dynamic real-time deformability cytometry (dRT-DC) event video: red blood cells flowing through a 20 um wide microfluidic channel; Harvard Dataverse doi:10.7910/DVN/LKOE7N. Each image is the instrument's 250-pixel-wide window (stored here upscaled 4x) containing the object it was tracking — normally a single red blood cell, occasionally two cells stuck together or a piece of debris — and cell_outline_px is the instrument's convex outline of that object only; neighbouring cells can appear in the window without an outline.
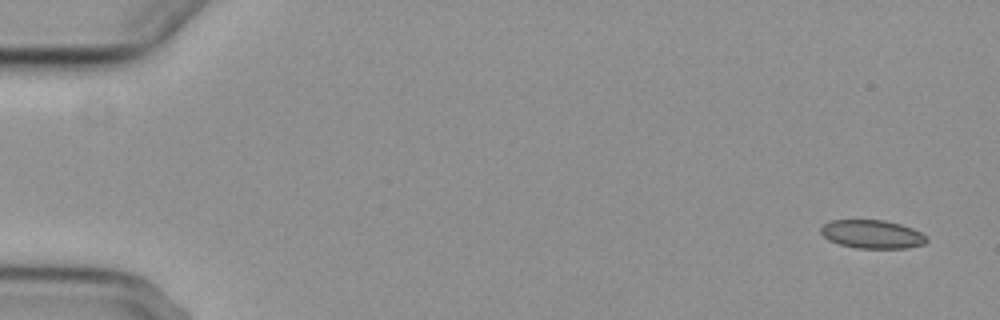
{"species": "common noctule bat (a hibernating species)", "species_latin": "Nyctalus noctula", "temperature_condition": "cold", "stored_images_in_passage": 5, "camera_frame_rate_fps": 3000, "um_per_image_px": 0.085, "animal": {"sex": "female", "body_mass_g": 29.2, "forearm_length_mm": 56.3}, "frame": {"image": 1, "passage_image": 1, "time_ms": 0.0, "image_size_px": [1000, 320], "cell_outline_px": [[928, 240], [924, 244], [908, 248], [856, 248], [840, 244], [828, 240], [820, 232], [820, 228], [824, 224], [832, 220], [884, 220], [900, 224], [912, 228], [928, 236]], "centroid_in_image_um": [74.15, 19.91], "position_along_channel_um": 10.8, "area_um2": 17.57}}
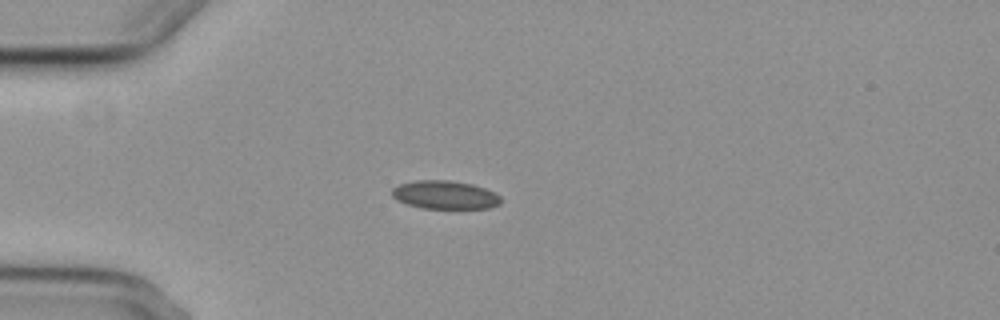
{"frame": {"image": 2, "passage_image": 4, "time_ms": 4.333, "image_size_px": [1000, 320], "cell_outline_px": [[500, 204], [488, 208], [420, 208], [396, 200], [392, 196], [392, 188], [400, 184], [416, 180], [448, 180], [472, 184], [484, 188], [500, 196]], "centroid_in_image_um": [37.79, 16.56], "position_along_channel_um": 47.2, "area_um2": 17.86}}